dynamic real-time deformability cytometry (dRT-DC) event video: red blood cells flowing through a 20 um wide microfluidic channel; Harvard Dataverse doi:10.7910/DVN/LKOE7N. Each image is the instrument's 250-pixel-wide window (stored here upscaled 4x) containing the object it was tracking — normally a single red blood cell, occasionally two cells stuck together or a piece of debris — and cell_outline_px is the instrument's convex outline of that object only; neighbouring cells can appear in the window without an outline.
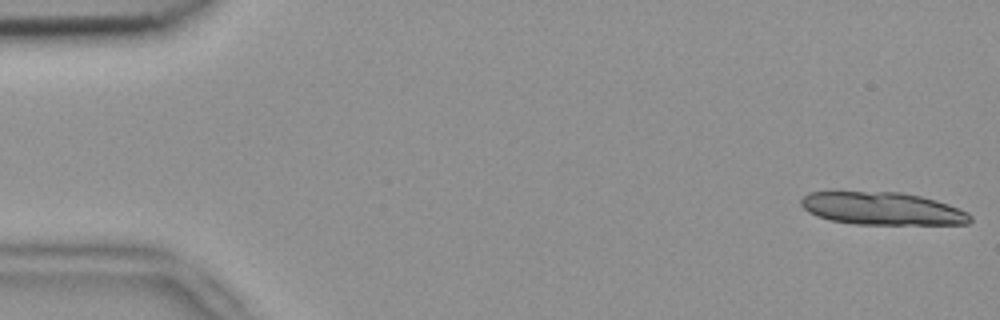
{"species": "common noctule bat (a hibernating species)", "species_latin": "Nyctalus noctula", "temperature_condition": "room temperature", "stored_images_in_passage": 5, "camera_frame_rate_fps": 3000, "um_per_image_px": 0.085, "animal": {"sex": "female", "body_mass_g": 18.4}, "frame": {"image": 1, "passage_image": 1, "time_ms": 0.0, "image_size_px": [1000, 320], "cell_outline_px": [[972, 220], [968, 224], [852, 224], [832, 220], [816, 216], [808, 212], [800, 204], [800, 200], [808, 192], [900, 192], [920, 196], [936, 200], [948, 204], [968, 212], [972, 216]], "centroid_in_image_um": [75.0, 17.73], "position_along_channel_um": 10.0, "area_um2": 32.19}}